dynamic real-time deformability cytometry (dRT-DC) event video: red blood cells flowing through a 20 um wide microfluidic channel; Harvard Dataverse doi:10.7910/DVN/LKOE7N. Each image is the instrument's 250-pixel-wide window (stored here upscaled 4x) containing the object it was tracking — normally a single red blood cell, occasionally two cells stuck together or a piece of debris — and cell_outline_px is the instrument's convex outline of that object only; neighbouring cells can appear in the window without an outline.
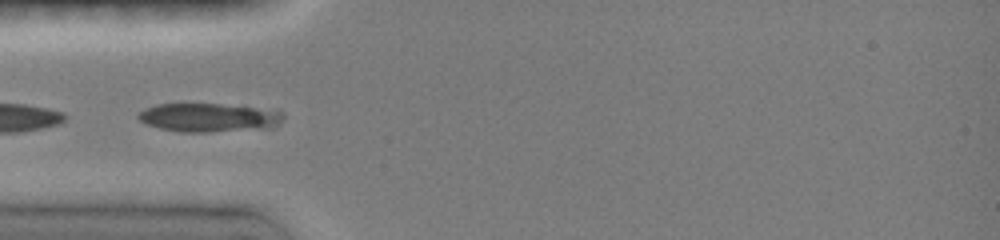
{"species": "common noctule bat (a hibernating species)", "species_latin": "Nyctalus noctula", "temperature_condition": "room temperature", "stored_images_in_passage": 8, "camera_frame_rate_fps": 3000, "um_per_image_px": 0.085, "animal": {"sex": "female", "body_mass_g": 19.0, "forearm_length_mm": 51.5}, "frame": {"image": 1, "passage_image": 6, "time_ms": 4.0, "image_size_px": [1000, 240], "cell_outline_px": [[284, 116], [276, 124], [268, 128], [208, 132], [180, 132], [160, 128], [148, 124], [140, 120], [136, 116], [144, 108], [156, 104], [220, 104], [276, 108], [284, 112]], "centroid_in_image_um": [17.8, 9.97], "position_along_channel_um": 67.2, "area_um2": 24.45}}